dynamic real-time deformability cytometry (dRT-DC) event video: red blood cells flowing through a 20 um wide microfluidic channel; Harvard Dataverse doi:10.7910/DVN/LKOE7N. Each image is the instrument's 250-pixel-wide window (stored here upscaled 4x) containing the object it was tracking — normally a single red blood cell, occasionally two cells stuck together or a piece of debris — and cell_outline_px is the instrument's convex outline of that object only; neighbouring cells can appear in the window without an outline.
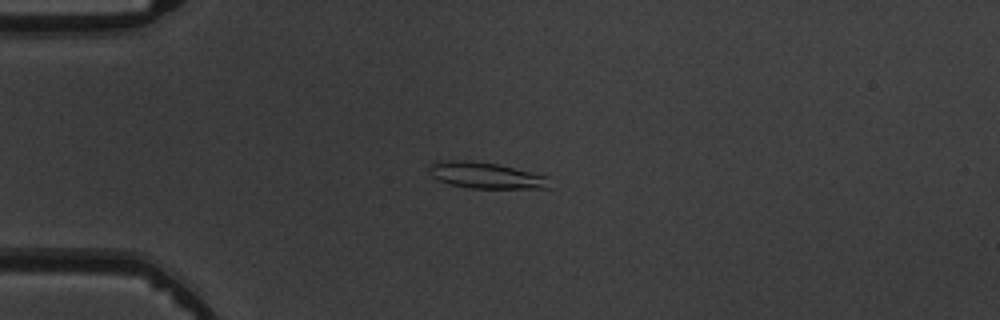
{"species": "common noctule bat (a hibernating species)", "species_latin": "Nyctalus noctula", "temperature_condition": "warm", "stored_images_in_passage": 9, "camera_frame_rate_fps": 3000, "um_per_image_px": 0.085, "animal": {"sex": "male", "body_mass_g": 19.5, "forearm_length_mm": 54.6}, "frame": {"image": 1, "passage_image": 4, "time_ms": 3.667, "image_size_px": [1000, 320], "cell_outline_px": [[548, 188], [472, 188], [452, 184], [436, 180], [432, 176], [428, 168], [432, 160], [468, 160], [500, 164], [548, 176]], "centroid_in_image_um": [41.24, 14.88], "position_along_channel_um": 43.8, "area_um2": 18.5}}
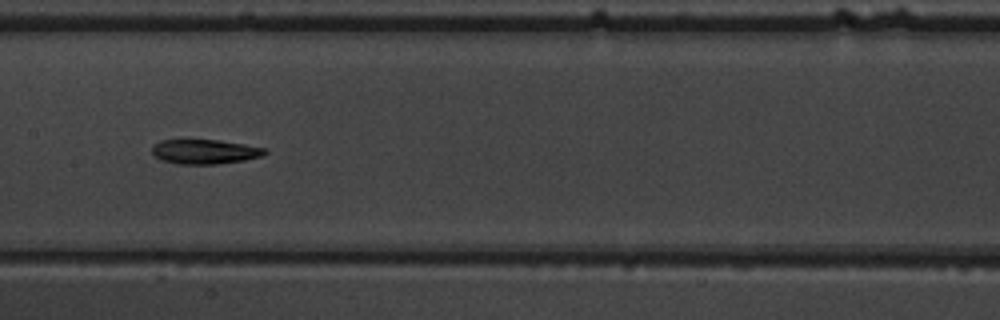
{"frame": {"image": 2, "passage_image": 8, "time_ms": 8.0, "image_size_px": [1000, 320], "cell_outline_px": [[268, 152], [264, 156], [244, 160], [216, 164], [176, 164], [160, 160], [152, 152], [152, 148], [160, 140], [220, 140], [268, 148]], "centroid_in_image_um": [17.46, 12.89], "position_along_channel_um": 189.9, "area_um2": 16.24}}
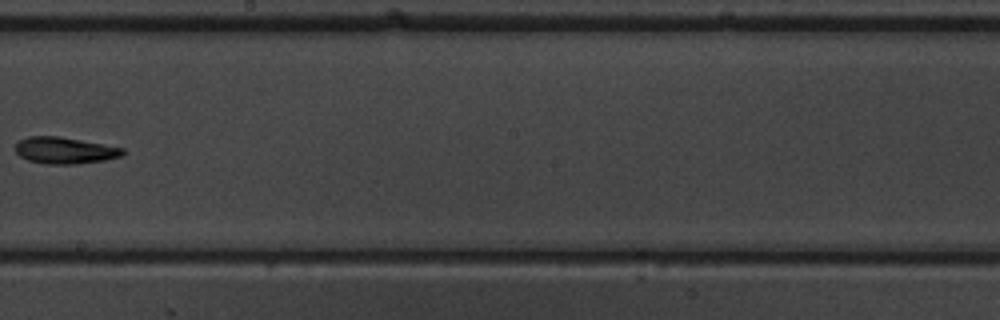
{"frame": {"image": 3, "passage_image": 9, "time_ms": 9.333, "image_size_px": [1000, 320], "cell_outline_px": [[124, 152], [120, 156], [104, 160], [76, 164], [48, 164], [28, 160], [20, 156], [16, 152], [16, 144], [20, 140], [28, 136], [60, 136], [124, 148]], "centroid_in_image_um": [5.49, 12.78], "position_along_channel_um": 242.7, "area_um2": 16.47}}